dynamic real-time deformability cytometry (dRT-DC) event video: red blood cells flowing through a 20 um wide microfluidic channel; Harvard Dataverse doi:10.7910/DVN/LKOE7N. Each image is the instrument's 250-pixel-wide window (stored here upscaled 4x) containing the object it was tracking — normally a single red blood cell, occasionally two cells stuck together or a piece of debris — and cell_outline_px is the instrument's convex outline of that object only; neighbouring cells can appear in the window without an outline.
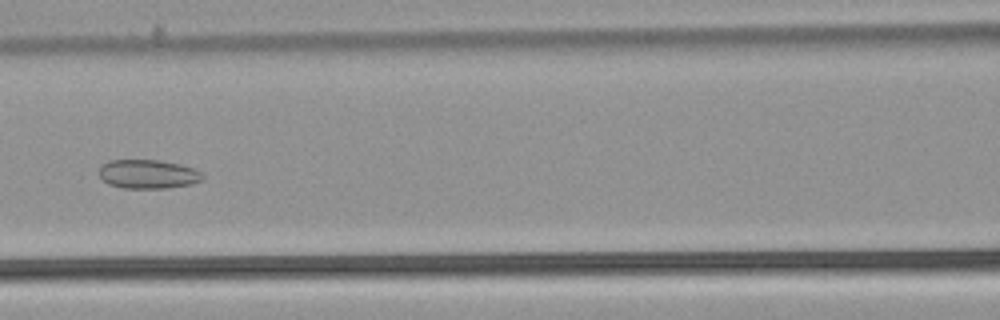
{"species": "common noctule bat (a hibernating species)", "species_latin": "Nyctalus noctula", "temperature_condition": "warm", "stored_images_in_passage": 40, "camera_frame_rate_fps": 3000, "um_per_image_px": 0.085, "animal": {"sex": "male", "body_mass_g": 21.5, "forearm_length_mm": 52.0}, "frame": {"image": 1, "passage_image": 17, "time_ms": 5.333, "image_size_px": [1000, 320], "cell_outline_px": [[204, 176], [200, 180], [192, 184], [168, 188], [124, 188], [108, 184], [100, 176], [100, 168], [108, 160], [160, 160], [180, 164], [192, 168], [200, 172]], "centroid_in_image_um": [12.59, 14.8], "position_along_channel_um": 154.0, "area_um2": 17.34}}
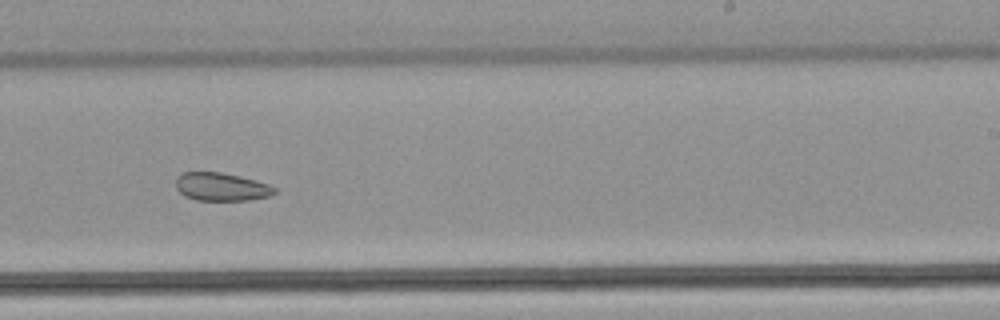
{"frame": {"image": 2, "passage_image": 26, "time_ms": 8.333, "image_size_px": [1000, 320], "cell_outline_px": [[276, 192], [268, 196], [248, 200], [196, 200], [184, 196], [176, 188], [176, 180], [184, 172], [220, 172], [240, 176], [268, 184], [276, 188]], "centroid_in_image_um": [18.81, 15.88], "position_along_channel_um": 270.2, "area_um2": 16.01}}
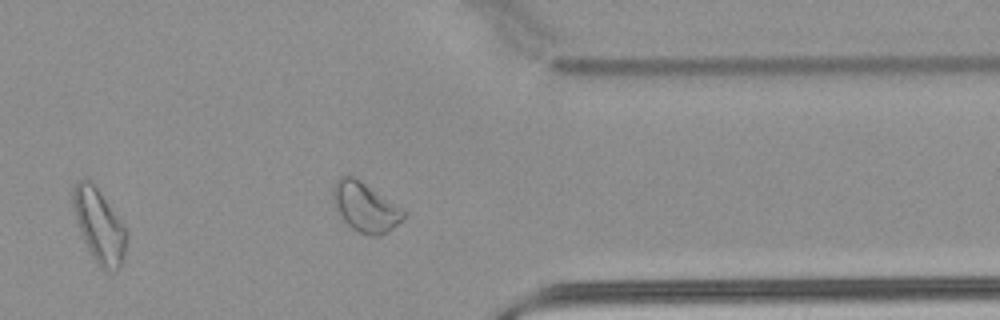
{"frame": {"image": 3, "passage_image": 35, "time_ms": 11.333, "image_size_px": [1000, 320], "cell_outline_px": [[128, 232], [124, 260], [116, 272], [108, 272], [100, 268], [88, 248], [80, 232], [72, 204], [72, 188], [76, 180], [88, 180], [100, 192]], "centroid_in_image_um": [8.44, 19.23], "position_along_channel_um": 403.0, "area_um2": 22.72}, "authors_computed_cell_mechanics": {"area_um2": 19.1318, "velocity_mm_per_s": 3.8838, "shape_relaxation_time_tau1_ms": null, "shape_relaxation_time_tau2_ms": 5.5256, "deformation_change_tau1": null, "deformation_change_tau2": 0.1091}}